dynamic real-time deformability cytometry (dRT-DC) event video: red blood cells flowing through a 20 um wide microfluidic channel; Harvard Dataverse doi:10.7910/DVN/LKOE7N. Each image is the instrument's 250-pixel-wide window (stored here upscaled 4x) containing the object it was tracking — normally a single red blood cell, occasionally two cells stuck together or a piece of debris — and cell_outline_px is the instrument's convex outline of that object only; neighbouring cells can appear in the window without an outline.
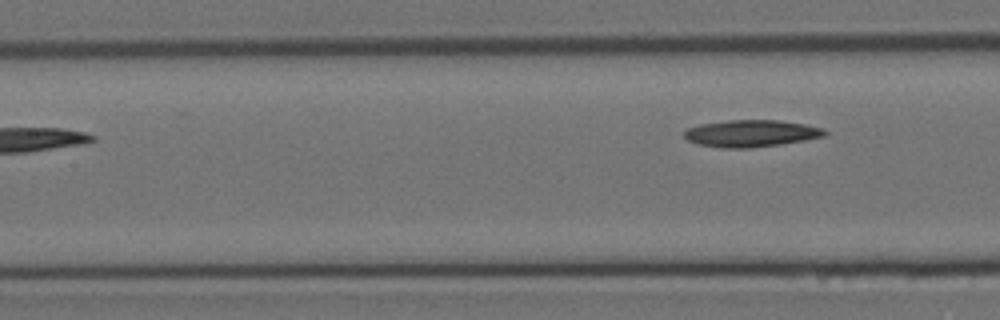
{"species": "Egyptian fruit bat (a non-hibernating species)", "species_latin": "Rousettus aegyptiacus", "temperature_condition": "room temperature", "stored_images_in_passage": 8, "segment_of_instrument_passage": [2, 2], "camera_frame_rate_fps": 3000, "um_per_image_px": 0.085, "animal": {"sex": "female"}, "frame": {"image": 1, "passage_image": 8, "time_ms": 2.333, "image_size_px": [1000, 320], "cell_outline_px": [[828, 132], [824, 136], [804, 140], [780, 144], [752, 148], [724, 148], [700, 144], [688, 140], [684, 136], [684, 132], [688, 128], [700, 124], [728, 120], [780, 120], [804, 124], [824, 128]], "centroid_in_image_um": [63.87, 11.33], "position_along_channel_um": 143.5, "area_um2": 21.96}}